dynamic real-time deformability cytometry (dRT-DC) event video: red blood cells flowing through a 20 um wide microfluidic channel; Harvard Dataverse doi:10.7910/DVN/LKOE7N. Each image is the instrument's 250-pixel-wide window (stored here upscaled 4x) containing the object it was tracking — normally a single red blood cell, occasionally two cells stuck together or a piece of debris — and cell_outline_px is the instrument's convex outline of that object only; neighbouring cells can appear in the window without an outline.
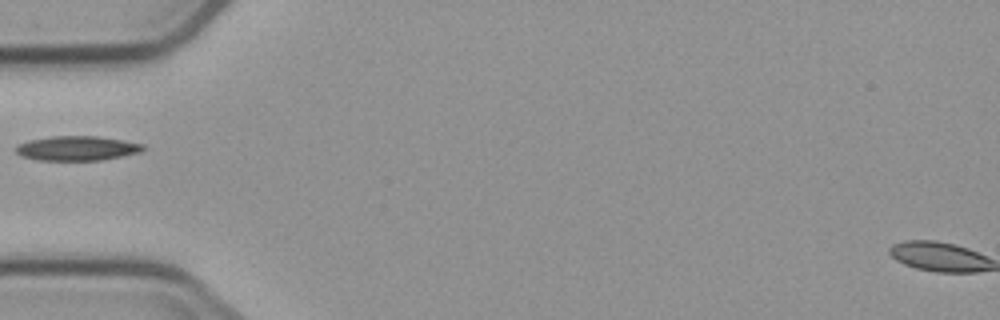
{"species": "common noctule bat (a hibernating species)", "species_latin": "Nyctalus noctula", "temperature_condition": "cold", "stored_images_in_passage": 2, "camera_frame_rate_fps": 3000, "um_per_image_px": 0.085, "animal": {"sex": "male", "body_mass_g": 23.1, "forearm_length_mm": 52.7}, "frame": {"image": 1, "passage_image": 1, "time_ms": 0.0, "image_size_px": [1000, 320], "cell_outline_px": [[144, 148], [140, 152], [100, 160], [36, 160], [20, 156], [16, 152], [16, 148], [20, 144], [28, 140], [52, 136], [96, 136], [144, 144]], "centroid_in_image_um": [6.51, 12.6], "position_along_channel_um": 78.5, "area_um2": 17.98}}
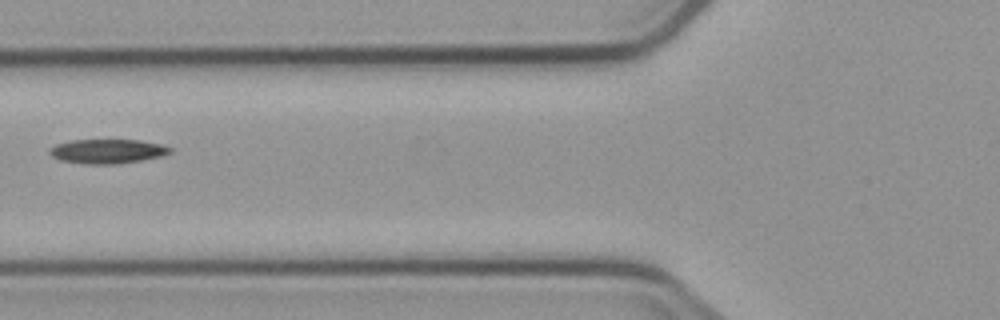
{"frame": {"image": 2, "passage_image": 2, "time_ms": 1.0, "image_size_px": [1000, 320], "cell_outline_px": [[172, 152], [160, 156], [140, 160], [116, 164], [88, 164], [60, 160], [52, 156], [48, 152], [48, 148], [56, 144], [72, 140], [140, 140], [160, 144], [172, 148]], "centroid_in_image_um": [9.1, 12.85], "position_along_channel_um": 116.7, "area_um2": 16.99}}